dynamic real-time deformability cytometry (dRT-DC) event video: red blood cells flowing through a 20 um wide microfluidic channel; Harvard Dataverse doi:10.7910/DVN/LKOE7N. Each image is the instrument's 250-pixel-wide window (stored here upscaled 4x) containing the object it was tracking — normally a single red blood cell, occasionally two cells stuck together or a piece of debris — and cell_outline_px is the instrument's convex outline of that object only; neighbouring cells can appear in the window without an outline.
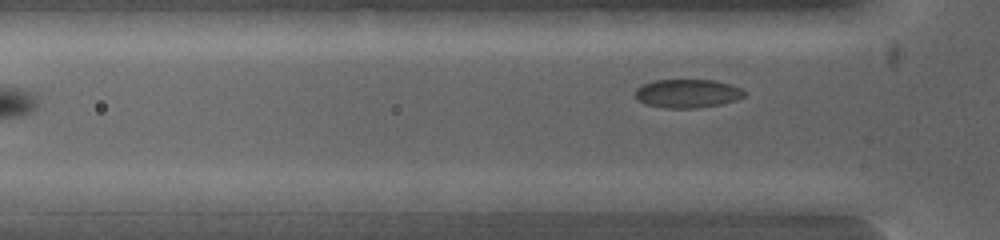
{"species": "common noctule bat (a hibernating species)", "species_latin": "Nyctalus noctula", "temperature_condition": "warm", "stored_images_in_passage": 3, "camera_frame_rate_fps": 5000, "um_per_image_px": 0.085, "animal": {"sex": "female", "body_mass_g": 19.0, "forearm_length_mm": 53.3}, "frame": {"image": 1, "passage_image": 2, "time_ms": 0.2, "image_size_px": [1000, 240], "cell_outline_px": [[600, 200], [588, 212], [496, 212], [492, 200], [560, 192], [584, 192]], "centroid_in_image_um": [46.56, 17.26], "position_along_channel_um": 79.2, "area_um2": 12.48}}